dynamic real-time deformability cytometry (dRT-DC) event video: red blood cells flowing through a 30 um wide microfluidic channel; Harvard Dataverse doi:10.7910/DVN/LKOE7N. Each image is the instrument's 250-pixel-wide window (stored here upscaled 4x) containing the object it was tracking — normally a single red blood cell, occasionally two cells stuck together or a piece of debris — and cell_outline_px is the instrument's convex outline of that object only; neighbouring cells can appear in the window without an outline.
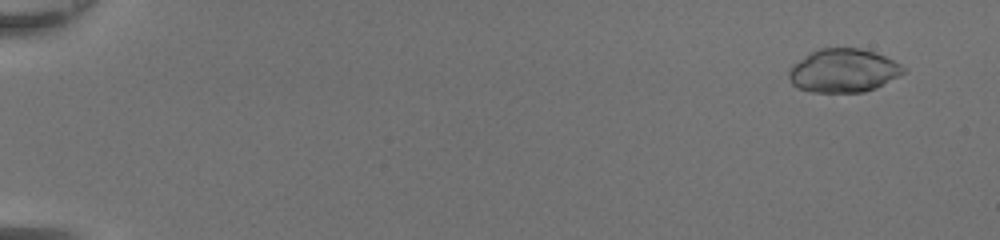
{"species": "common noctule bat (a hibernating species)", "species_latin": "Nyctalus noctula", "temperature_condition": "room temperature", "stored_images_in_passage": 50, "camera_frame_rate_fps": 3000, "um_per_image_px": 0.085, "animal": {"sex": "female", "body_mass_g": 20.0, "forearm_length_mm": 54.0}, "frame": {"image": 1, "passage_image": 4, "time_ms": 1.0, "image_size_px": [1000, 240], "cell_outline_px": [[904, 72], [876, 88], [864, 92], [812, 92], [796, 88], [792, 84], [788, 76], [788, 72], [792, 64], [812, 52], [820, 48], [860, 48], [884, 56], [900, 64], [904, 68]], "centroid_in_image_um": [71.64, 6.01], "position_along_channel_um": 13.4, "area_um2": 28.78}}
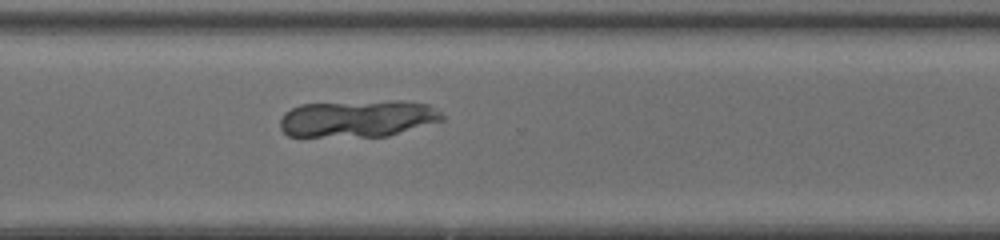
{"frame": {"image": 2, "passage_image": 38, "time_ms": 12.333, "image_size_px": [1000, 240], "cell_outline_px": [[444, 120], [388, 136], [288, 136], [280, 128], [280, 120], [284, 112], [300, 104], [392, 100], [400, 100], [428, 104], [440, 112], [444, 116]], "centroid_in_image_um": [30.41, 10.07], "position_along_channel_um": 340.2, "area_um2": 34.97}}
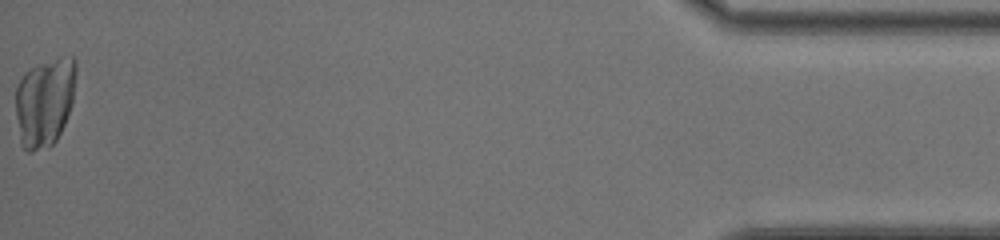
{"frame": {"image": 3, "passage_image": 50, "time_ms": 16.333, "image_size_px": [1000, 240], "cell_outline_px": [[76, 72], [72, 104], [64, 124], [56, 140], [48, 148], [32, 152], [24, 152], [20, 144], [16, 116], [16, 88], [24, 72], [36, 64], [60, 56], [72, 56], [76, 60]], "centroid_in_image_um": [3.79, 8.66], "position_along_channel_um": 431.4, "area_um2": 31.79}}